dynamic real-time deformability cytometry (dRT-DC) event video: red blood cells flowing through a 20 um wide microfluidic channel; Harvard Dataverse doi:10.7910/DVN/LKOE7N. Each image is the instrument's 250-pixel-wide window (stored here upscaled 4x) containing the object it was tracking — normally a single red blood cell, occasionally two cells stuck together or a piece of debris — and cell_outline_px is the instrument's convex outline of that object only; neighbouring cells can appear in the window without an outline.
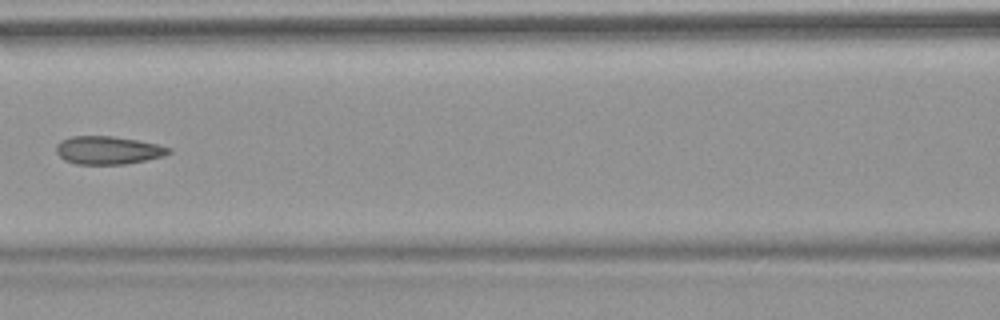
{"species": "common noctule bat (a hibernating species)", "species_latin": "Nyctalus noctula", "temperature_condition": "warm", "stored_images_in_passage": 7, "camera_frame_rate_fps": 3000, "um_per_image_px": 0.085, "animal": {"sex": "female", "body_mass_g": 18.4}, "frame": {"image": 1, "passage_image": 6, "time_ms": 6.0, "image_size_px": [1000, 320], "cell_outline_px": [[172, 152], [164, 156], [124, 164], [76, 164], [64, 160], [56, 152], [56, 144], [60, 140], [72, 136], [112, 136], [136, 140], [156, 144], [172, 148]], "centroid_in_image_um": [9.16, 12.77], "position_along_channel_um": 157.4, "area_um2": 18.38}}